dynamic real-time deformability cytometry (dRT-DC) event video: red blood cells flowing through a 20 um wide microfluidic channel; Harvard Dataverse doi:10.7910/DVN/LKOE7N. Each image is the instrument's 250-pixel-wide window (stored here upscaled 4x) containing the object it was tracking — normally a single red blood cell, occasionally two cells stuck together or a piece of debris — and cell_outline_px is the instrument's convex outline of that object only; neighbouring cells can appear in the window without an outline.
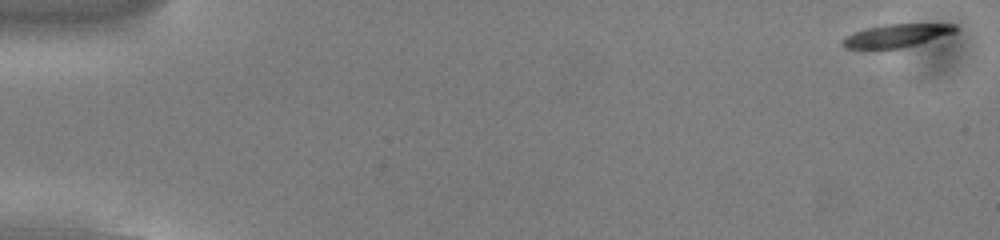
{"species": "common noctule bat (a hibernating species)", "species_latin": "Nyctalus noctula", "temperature_condition": "cold", "stored_images_in_passage": 53, "camera_frame_rate_fps": 3000, "um_per_image_px": 0.085, "animal": {"sex": "male", "body_mass_g": 13.0, "forearm_length_mm": 53.1}, "frame": {"image": 1, "passage_image": 1, "time_ms": 0.0, "image_size_px": [1000, 240], "cell_outline_px": [[956, 32], [916, 44], [900, 48], [876, 52], [844, 48], [844, 40], [848, 36], [856, 32], [868, 28], [888, 24], [956, 24]], "centroid_in_image_um": [76.15, 3.08], "position_along_channel_um": 8.8, "area_um2": 15.32}}
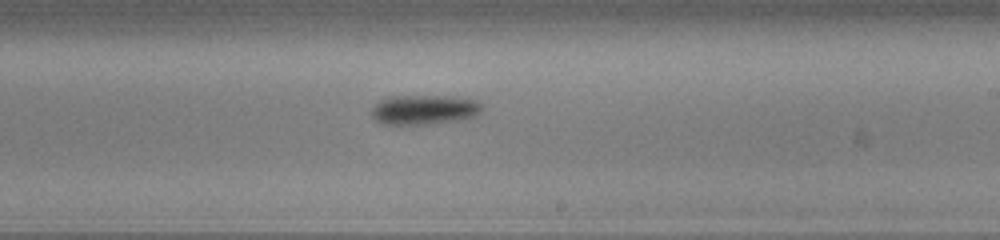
{"frame": {"image": 2, "passage_image": 32, "time_ms": 10.333, "image_size_px": [1000, 240], "cell_outline_px": [[484, 104], [480, 112], [476, 116], [456, 120], [428, 124], [380, 124], [372, 116], [372, 108], [380, 100], [388, 96], [448, 96], [476, 100]], "centroid_in_image_um": [36.06, 9.32], "position_along_channel_um": 252.9, "area_um2": 19.07}}
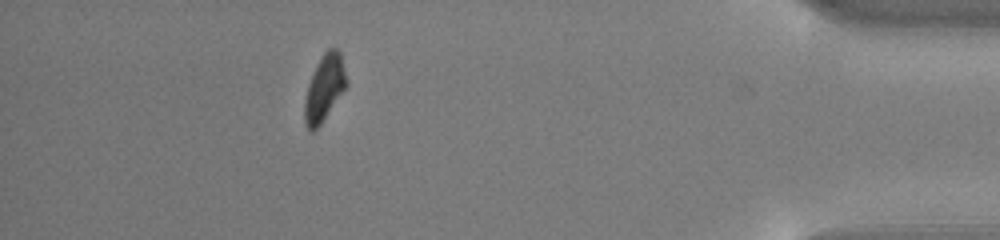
{"frame": {"image": 3, "passage_image": 48, "time_ms": 15.667, "image_size_px": [1000, 240], "cell_outline_px": [[348, 84], [320, 124], [312, 132], [308, 132], [304, 124], [304, 100], [308, 84], [320, 56], [328, 48], [336, 48], [340, 52], [348, 80]], "centroid_in_image_um": [27.56, 7.47], "position_along_channel_um": 407.6, "area_um2": 16.18}, "authors_computed_cell_mechanics": {"area_um2": 17.4556, "velocity_mm_per_s": 3.8342, "shape_relaxation_time_tau1_ms": 1.2616, "shape_relaxation_time_tau2_ms": null, "deformation_change_tau1": 0.1393, "deformation_change_tau2": null}}